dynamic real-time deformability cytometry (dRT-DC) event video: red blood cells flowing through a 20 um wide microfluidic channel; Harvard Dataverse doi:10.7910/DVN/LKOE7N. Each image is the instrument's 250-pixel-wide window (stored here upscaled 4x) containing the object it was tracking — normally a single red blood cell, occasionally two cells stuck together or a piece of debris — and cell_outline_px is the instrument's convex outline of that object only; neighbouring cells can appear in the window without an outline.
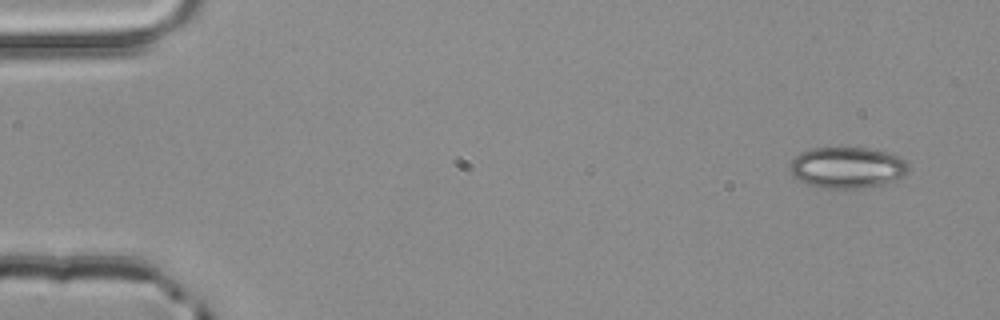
{"species": "common noctule bat (a hibernating species)", "species_latin": "Nyctalus noctula", "temperature_condition": "room temperature", "stored_images_in_passage": 4, "camera_frame_rate_fps": 3000, "um_per_image_px": 0.085, "animal": {"sex": "male", "body_mass_g": 20.4}, "frame": {"image": 1, "passage_image": 1, "time_ms": 0.0, "image_size_px": [1000, 320], "cell_outline_px": [[908, 172], [904, 176], [884, 184], [860, 188], [820, 188], [808, 184], [792, 176], [788, 168], [788, 164], [800, 152], [812, 148], [868, 148], [888, 152], [904, 160], [908, 164]], "centroid_in_image_um": [71.98, 14.24], "position_along_channel_um": 13.0, "area_um2": 28.55}}